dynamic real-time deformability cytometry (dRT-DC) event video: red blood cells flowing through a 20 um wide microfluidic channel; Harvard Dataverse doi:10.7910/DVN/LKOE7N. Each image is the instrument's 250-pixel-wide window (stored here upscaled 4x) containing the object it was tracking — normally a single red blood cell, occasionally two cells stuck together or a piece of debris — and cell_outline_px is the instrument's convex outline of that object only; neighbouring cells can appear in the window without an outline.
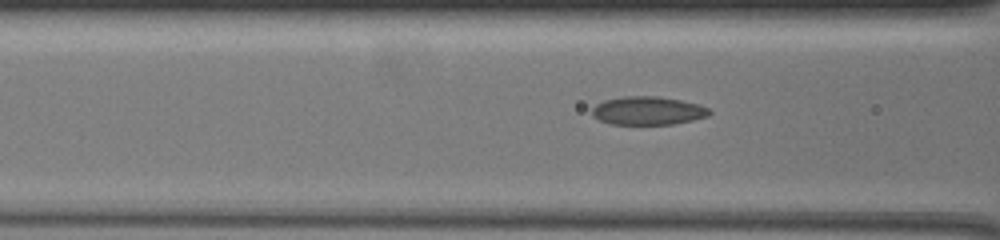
{"species": "common noctule bat (a hibernating species)", "species_latin": "Nyctalus noctula", "temperature_condition": "warm", "stored_images_in_passage": 36, "camera_frame_rate_fps": 3000, "um_per_image_px": 0.085, "animal": {"sex": "female", "body_mass_g": 19.5, "forearm_length_mm": 54.1}, "frame": {"image": 1, "passage_image": 8, "time_ms": 2.333, "image_size_px": [1000, 240], "cell_outline_px": [[712, 112], [708, 116], [692, 120], [672, 124], [608, 124], [592, 116], [592, 108], [596, 104], [604, 100], [624, 96], [656, 96], [680, 100], [700, 104], [708, 108]], "centroid_in_image_um": [55.06, 9.41], "position_along_channel_um": 111.5, "area_um2": 19.42}}
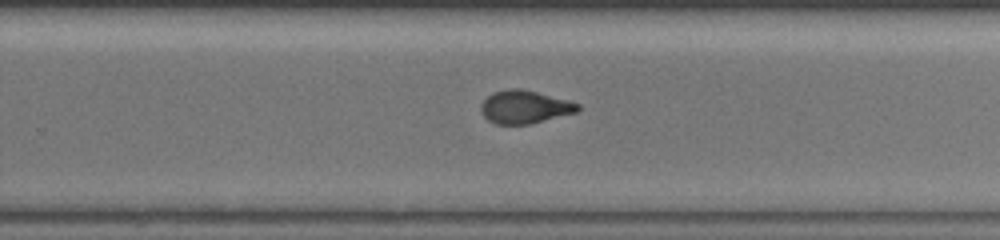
{"frame": {"image": 2, "passage_image": 24, "time_ms": 7.667, "image_size_px": [1000, 240], "cell_outline_px": [[580, 108], [576, 112], [528, 124], [496, 124], [488, 120], [484, 116], [480, 108], [480, 104], [492, 92], [516, 88], [520, 88], [568, 100], [580, 104]], "centroid_in_image_um": [44.57, 9.09], "position_along_channel_um": 285.2, "area_um2": 18.38}}
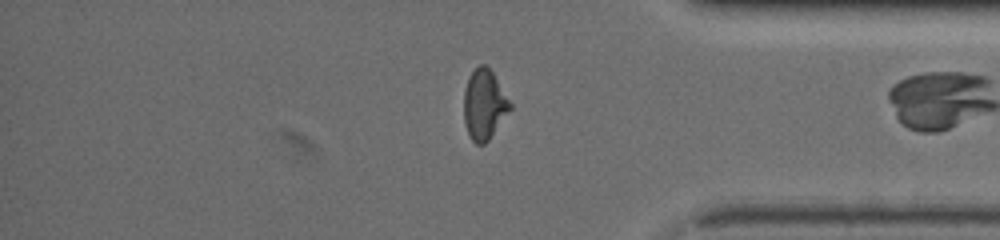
{"frame": {"image": 3, "passage_image": 35, "time_ms": 11.333, "image_size_px": [1000, 240], "cell_outline_px": [[512, 108], [488, 140], [484, 144], [476, 144], [472, 140], [468, 132], [464, 120], [464, 92], [468, 76], [480, 64], [484, 64], [492, 72], [512, 104]], "centroid_in_image_um": [41.15, 8.89], "position_along_channel_um": 394.0, "area_um2": 18.61}}